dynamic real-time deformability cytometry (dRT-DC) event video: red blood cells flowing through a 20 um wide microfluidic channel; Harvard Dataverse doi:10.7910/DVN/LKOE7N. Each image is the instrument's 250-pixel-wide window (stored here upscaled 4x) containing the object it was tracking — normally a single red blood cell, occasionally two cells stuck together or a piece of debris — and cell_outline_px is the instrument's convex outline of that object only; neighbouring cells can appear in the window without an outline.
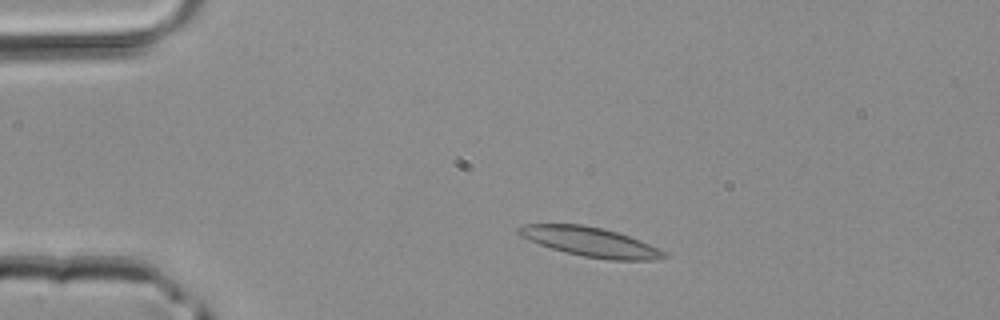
{"species": "common noctule bat (a hibernating species)", "species_latin": "Nyctalus noctula", "temperature_condition": "room temperature", "stored_images_in_passage": 4, "camera_frame_rate_fps": 3000, "um_per_image_px": 0.085, "animal": {"sex": "male", "body_mass_g": 20.4}, "frame": {"image": 1, "passage_image": 2, "time_ms": 0.333, "image_size_px": [1000, 320], "cell_outline_px": [[668, 256], [652, 260], [608, 260], [584, 256], [552, 248], [540, 244], [520, 236], [516, 232], [516, 228], [524, 224], [580, 224], [600, 228], [616, 232], [640, 240], [664, 252]], "centroid_in_image_um": [50.14, 20.55], "position_along_channel_um": 34.9, "area_um2": 24.39}}